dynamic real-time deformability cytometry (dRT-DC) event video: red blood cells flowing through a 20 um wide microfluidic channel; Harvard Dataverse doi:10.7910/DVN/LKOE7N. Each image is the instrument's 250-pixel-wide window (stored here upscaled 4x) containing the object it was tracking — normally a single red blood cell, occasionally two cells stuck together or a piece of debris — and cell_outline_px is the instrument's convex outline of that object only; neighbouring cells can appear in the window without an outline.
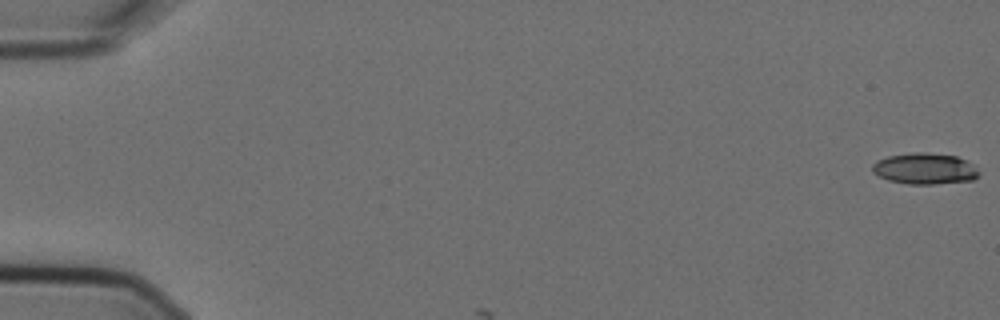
{"species": "Egyptian fruit bat (a non-hibernating species)", "species_latin": "Rousettus aegyptiacus", "temperature_condition": "cold", "stored_images_in_passage": 3, "camera_frame_rate_fps": 3000, "um_per_image_px": 0.085, "animal": {"sex": "female"}, "frame": {"image": 1, "passage_image": 1, "time_ms": 0.0, "image_size_px": [1000, 320], "cell_outline_px": [[980, 172], [972, 180], [936, 184], [908, 184], [888, 180], [872, 172], [872, 164], [876, 160], [888, 156], [912, 152], [928, 152], [956, 156], [972, 164]], "centroid_in_image_um": [78.57, 14.33], "position_along_channel_um": 6.4, "area_um2": 19.36}}